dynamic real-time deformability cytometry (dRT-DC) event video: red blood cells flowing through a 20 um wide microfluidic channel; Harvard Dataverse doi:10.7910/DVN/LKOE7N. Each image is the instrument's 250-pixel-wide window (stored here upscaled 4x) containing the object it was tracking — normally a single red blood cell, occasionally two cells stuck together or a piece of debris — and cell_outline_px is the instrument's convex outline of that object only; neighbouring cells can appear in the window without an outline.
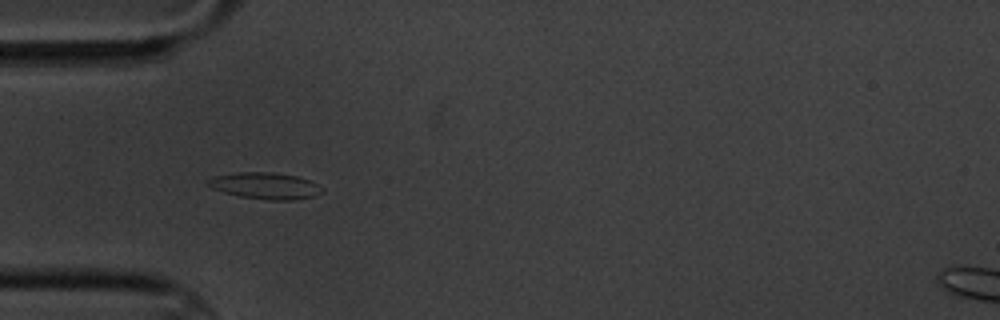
{"species": "common noctule bat (a hibernating species)", "species_latin": "Nyctalus noctula", "temperature_condition": "cold", "stored_images_in_passage": 5, "camera_frame_rate_fps": 3000, "um_per_image_px": 0.085, "animal": {"sex": "male", "body_mass_g": 20.1, "forearm_length_mm": 53.5}, "frame": {"image": 1, "passage_image": 4, "time_ms": 3.667, "image_size_px": [1000, 320], "cell_outline_px": [[324, 192], [312, 196], [292, 200], [268, 200], [240, 196], [224, 192], [212, 188], [208, 184], [208, 180], [216, 176], [236, 172], [272, 172], [296, 176], [308, 180], [324, 188]], "centroid_in_image_um": [22.57, 15.79], "position_along_channel_um": 62.4, "area_um2": 17.4}}